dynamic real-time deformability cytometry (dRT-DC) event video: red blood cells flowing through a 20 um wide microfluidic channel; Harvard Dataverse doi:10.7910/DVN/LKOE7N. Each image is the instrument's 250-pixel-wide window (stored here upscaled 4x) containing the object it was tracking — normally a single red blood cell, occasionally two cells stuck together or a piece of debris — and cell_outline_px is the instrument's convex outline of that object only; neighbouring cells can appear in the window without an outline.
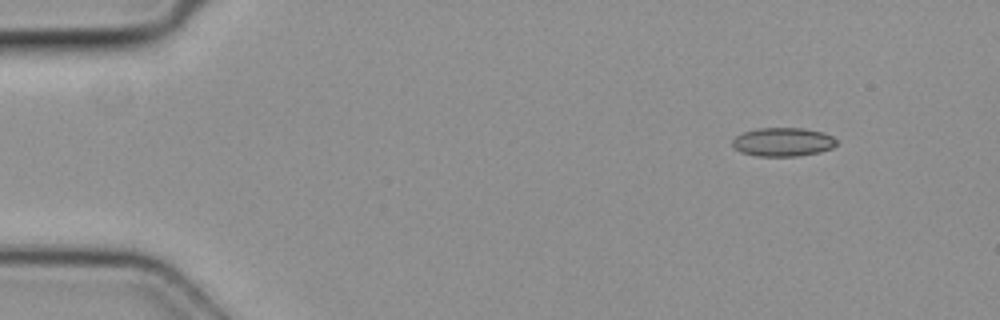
{"species": "common noctule bat (a hibernating species)", "species_latin": "Nyctalus noctula", "temperature_condition": "cold", "stored_images_in_passage": 3, "camera_frame_rate_fps": 3000, "um_per_image_px": 0.085, "animal": {"sex": "female", "body_mass_g": 19.3, "forearm_length_mm": 54.1}, "frame": {"image": 1, "passage_image": 1, "time_ms": 0.0, "image_size_px": [1000, 320], "cell_outline_px": [[836, 144], [832, 148], [820, 152], [796, 156], [756, 156], [740, 152], [732, 144], [732, 140], [736, 136], [744, 132], [756, 128], [804, 128], [824, 132], [832, 136], [836, 140]], "centroid_in_image_um": [66.55, 12.06], "position_along_channel_um": 18.4, "area_um2": 17.46}}